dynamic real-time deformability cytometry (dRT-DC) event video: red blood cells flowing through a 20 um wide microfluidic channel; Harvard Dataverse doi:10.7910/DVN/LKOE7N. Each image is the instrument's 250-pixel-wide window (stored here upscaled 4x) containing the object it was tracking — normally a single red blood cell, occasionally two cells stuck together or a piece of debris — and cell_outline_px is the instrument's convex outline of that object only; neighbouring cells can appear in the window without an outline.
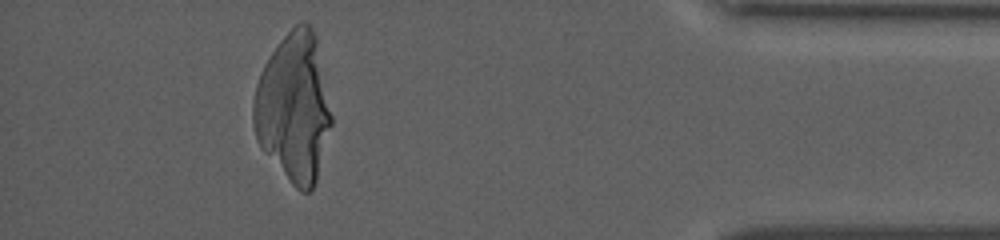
{"species": "human", "species_latin": "Homo sapiens", "temperature_condition": "warm", "stored_images_in_passage": 68, "camera_frame_rate_fps": 3000, "um_per_image_px": 0.085, "donor": {"sex": "female"}, "frame": {"image": 1, "passage_image": 62, "time_ms": 20.333, "image_size_px": [1000, 240], "cell_outline_px": [[332, 124], [316, 180], [312, 188], [308, 192], [300, 192], [292, 184], [260, 148], [256, 140], [252, 124], [252, 100], [256, 84], [264, 64], [280, 40], [300, 20], [304, 20], [312, 28], [316, 36], [332, 116]], "centroid_in_image_um": [24.95, 9.14], "position_along_channel_um": 410.3, "area_um2": 67.74}}